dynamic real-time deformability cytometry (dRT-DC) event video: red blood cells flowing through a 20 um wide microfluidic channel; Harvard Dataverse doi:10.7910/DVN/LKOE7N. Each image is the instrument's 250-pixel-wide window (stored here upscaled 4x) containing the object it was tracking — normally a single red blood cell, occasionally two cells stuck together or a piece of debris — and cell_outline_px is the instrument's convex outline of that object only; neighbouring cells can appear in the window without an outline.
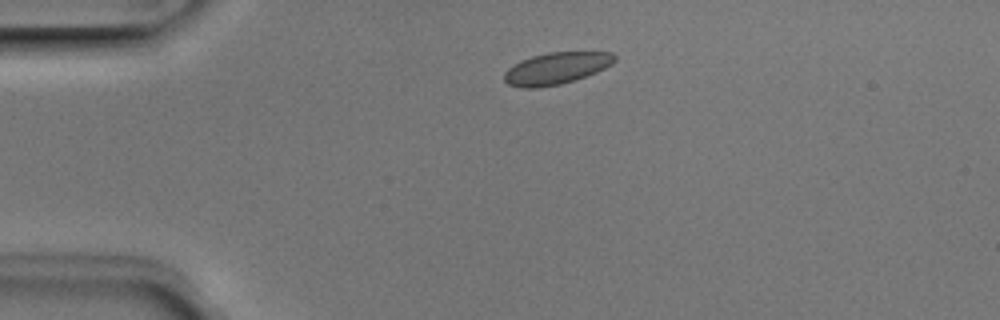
{"species": "Egyptian fruit bat (a non-hibernating species)", "species_latin": "Rousettus aegyptiacus", "temperature_condition": "room temperature", "stored_images_in_passage": 2, "camera_frame_rate_fps": 3000, "um_per_image_px": 0.085, "animal": {"sex": "male"}, "frame": {"image": 1, "passage_image": 2, "time_ms": 0.333, "image_size_px": [1000, 320], "cell_outline_px": [[616, 60], [612, 64], [596, 72], [576, 80], [560, 84], [536, 88], [520, 88], [508, 84], [504, 80], [504, 72], [508, 68], [520, 60], [532, 56], [548, 52], [612, 52], [616, 56]], "centroid_in_image_um": [47.27, 5.81], "position_along_channel_um": 37.7, "area_um2": 20.58}}